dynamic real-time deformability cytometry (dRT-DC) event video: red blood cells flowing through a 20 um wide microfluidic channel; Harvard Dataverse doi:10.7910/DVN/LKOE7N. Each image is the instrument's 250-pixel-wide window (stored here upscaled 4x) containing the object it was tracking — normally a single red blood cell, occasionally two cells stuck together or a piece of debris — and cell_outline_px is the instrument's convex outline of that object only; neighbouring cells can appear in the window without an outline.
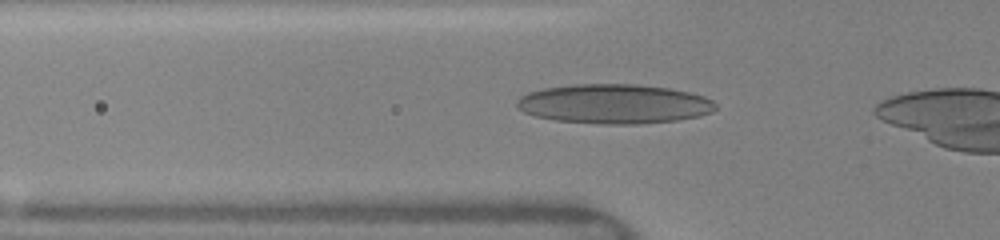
{"species": "human", "species_latin": "Homo sapiens", "temperature_condition": "warm", "stored_images_in_passage": 30, "camera_frame_rate_fps": 3000, "um_per_image_px": 0.085, "donor": {"sex": "female"}, "frame": {"image": 1, "passage_image": 4, "time_ms": 1.0, "image_size_px": [1000, 240], "cell_outline_px": [[716, 108], [712, 112], [700, 116], [676, 120], [640, 124], [600, 124], [556, 120], [536, 116], [524, 112], [516, 108], [516, 100], [520, 96], [528, 92], [544, 88], [576, 84], [636, 84], [668, 88], [688, 92], [704, 96], [712, 100], [716, 104]], "centroid_in_image_um": [52.19, 8.83], "position_along_channel_um": 73.6, "area_um2": 45.84}}
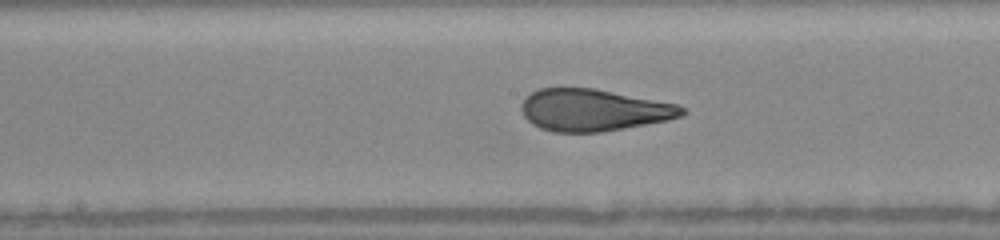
{"frame": {"image": 2, "passage_image": 13, "time_ms": 4.0, "image_size_px": [1000, 240], "cell_outline_px": [[688, 112], [680, 116], [668, 120], [624, 128], [600, 132], [552, 132], [540, 128], [532, 124], [524, 116], [524, 100], [532, 92], [540, 88], [592, 88], [676, 104], [684, 108]], "centroid_in_image_um": [50.46, 9.37], "position_along_channel_um": 197.7, "area_um2": 38.67}}
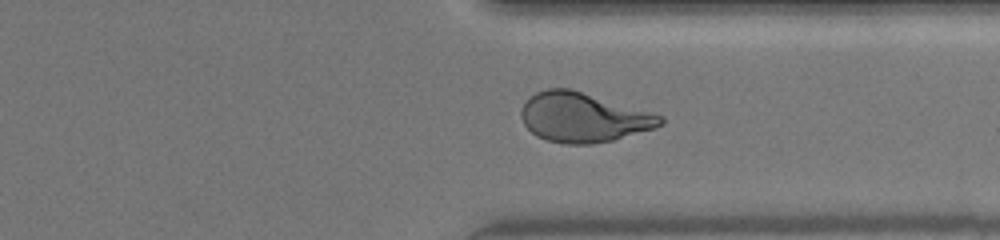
{"frame": {"image": 3, "passage_image": 25, "time_ms": 8.0, "image_size_px": [1000, 240], "cell_outline_px": [[664, 124], [652, 128], [612, 140], [592, 144], [564, 144], [548, 140], [536, 136], [524, 124], [520, 116], [520, 108], [536, 92], [548, 88], [568, 88], [664, 116]], "centroid_in_image_um": [49.54, 9.98], "position_along_channel_um": 361.9, "area_um2": 39.59}}